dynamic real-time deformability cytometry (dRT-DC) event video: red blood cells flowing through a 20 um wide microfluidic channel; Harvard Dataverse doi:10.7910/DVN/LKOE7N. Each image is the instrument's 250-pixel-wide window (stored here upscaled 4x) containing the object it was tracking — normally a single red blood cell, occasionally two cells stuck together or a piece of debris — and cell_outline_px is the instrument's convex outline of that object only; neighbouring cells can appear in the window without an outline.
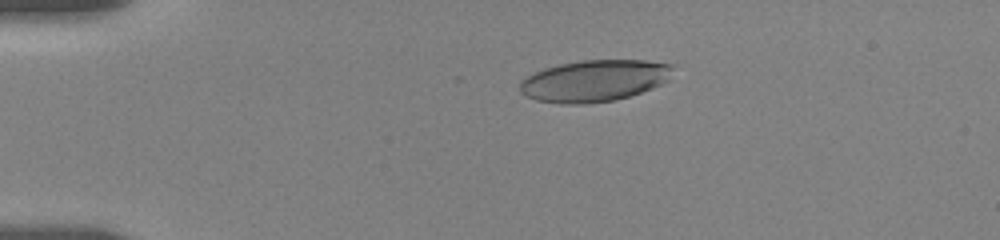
{"species": "human", "species_latin": "Homo sapiens", "temperature_condition": "room temperature", "stored_images_in_passage": 25, "camera_frame_rate_fps": 3000, "um_per_image_px": 0.085, "donor": {"sex": "female"}, "frame": {"image": 1, "passage_image": 4, "time_ms": 2.0, "image_size_px": [1000, 240], "cell_outline_px": [[676, 64], [668, 80], [652, 88], [616, 100], [584, 104], [560, 104], [536, 100], [520, 92], [520, 84], [528, 76], [544, 68], [560, 64], [584, 60], [644, 60]], "centroid_in_image_um": [50.56, 6.86], "position_along_channel_um": 34.4, "area_um2": 37.05}}
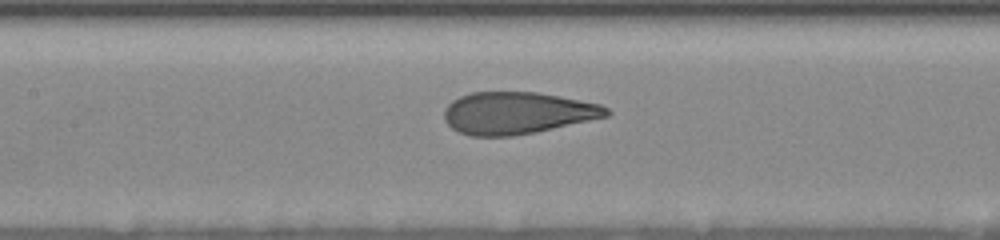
{"frame": {"image": 2, "passage_image": 16, "time_ms": 7.0, "image_size_px": [1000, 240], "cell_outline_px": [[612, 112], [608, 116], [536, 132], [512, 136], [472, 136], [460, 132], [452, 128], [444, 120], [444, 108], [452, 100], [460, 96], [472, 92], [536, 92], [580, 100], [600, 104], [608, 108]], "centroid_in_image_um": [43.95, 9.6], "position_along_channel_um": 163.5, "area_um2": 39.71}}
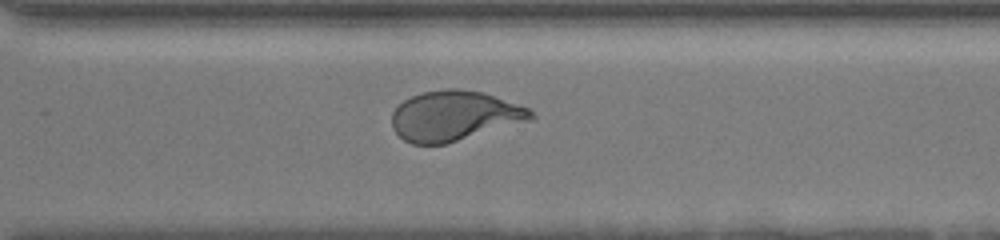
{"frame": {"image": 3, "passage_image": 25, "time_ms": 11.667, "image_size_px": [1000, 240], "cell_outline_px": [[536, 116], [532, 120], [448, 144], [412, 144], [404, 140], [392, 128], [392, 112], [404, 100], [412, 96], [424, 92], [448, 88], [460, 88], [484, 92], [528, 108]], "centroid_in_image_um": [38.64, 9.85], "position_along_channel_um": 332.0, "area_um2": 40.69}}